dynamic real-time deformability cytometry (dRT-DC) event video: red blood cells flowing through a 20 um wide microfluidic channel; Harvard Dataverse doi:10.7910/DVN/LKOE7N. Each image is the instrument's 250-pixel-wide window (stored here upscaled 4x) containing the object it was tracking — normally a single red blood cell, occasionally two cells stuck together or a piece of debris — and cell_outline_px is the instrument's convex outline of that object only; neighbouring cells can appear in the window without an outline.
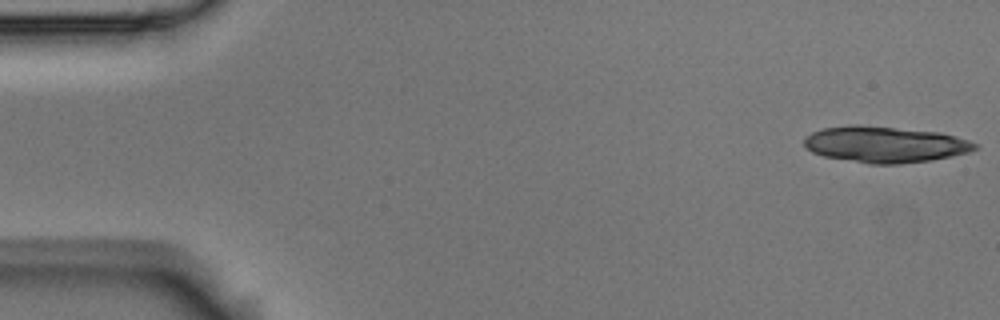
{"species": "Egyptian fruit bat (a non-hibernating species)", "species_latin": "Rousettus aegyptiacus", "temperature_condition": "room temperature", "stored_images_in_passage": 6, "camera_frame_rate_fps": 3000, "um_per_image_px": 0.085, "animal": {"sex": "male"}, "frame": {"image": 1, "passage_image": 1, "time_ms": 0.0, "image_size_px": [1000, 320], "cell_outline_px": [[980, 144], [976, 148], [968, 152], [952, 156], [932, 160], [900, 164], [868, 164], [824, 156], [812, 152], [804, 144], [804, 136], [812, 132], [824, 128], [848, 124], [860, 124], [940, 132], [968, 140]], "centroid_in_image_um": [75.21, 12.27], "position_along_channel_um": 9.8, "area_um2": 36.24}}
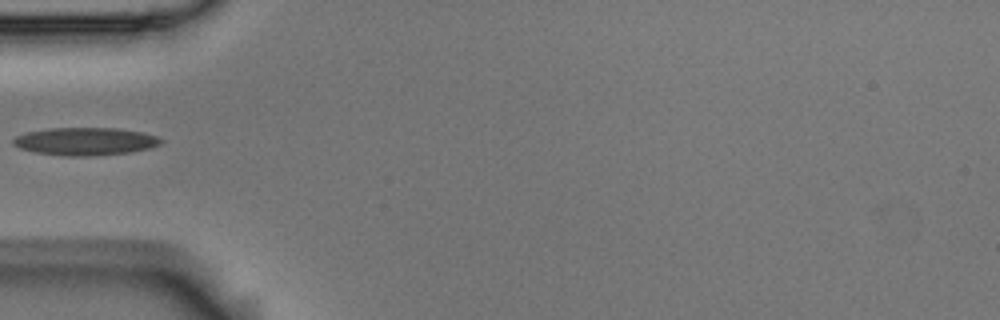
{"frame": {"image": 2, "passage_image": 6, "time_ms": 1.667, "image_size_px": [1000, 320], "cell_outline_px": [[164, 140], [160, 144], [148, 148], [128, 152], [88, 156], [64, 156], [36, 152], [20, 148], [12, 144], [12, 140], [16, 136], [28, 132], [52, 128], [116, 128], [140, 132], [156, 136]], "centroid_in_image_um": [7.22, 12.01], "position_along_channel_um": 77.8, "area_um2": 23.58}}